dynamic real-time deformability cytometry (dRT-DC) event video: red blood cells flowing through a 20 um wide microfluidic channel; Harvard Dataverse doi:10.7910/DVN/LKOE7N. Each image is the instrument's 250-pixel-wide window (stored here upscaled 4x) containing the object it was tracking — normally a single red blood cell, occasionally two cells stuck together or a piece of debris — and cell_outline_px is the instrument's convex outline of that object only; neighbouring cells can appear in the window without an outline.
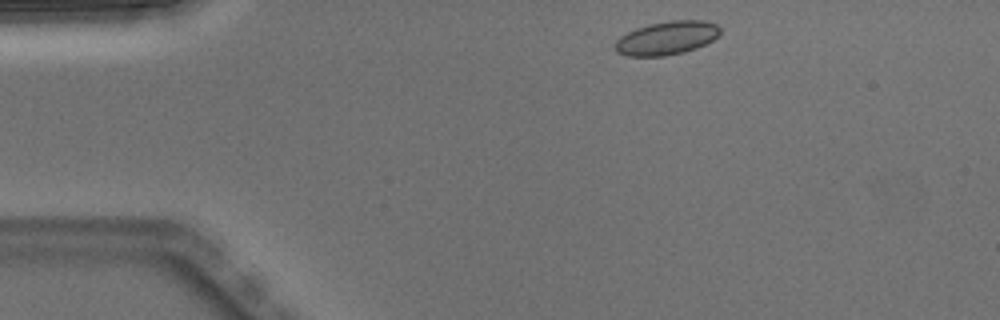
{"species": "Egyptian fruit bat (a non-hibernating species)", "species_latin": "Rousettus aegyptiacus", "temperature_condition": "warm", "stored_images_in_passage": 4, "camera_frame_rate_fps": 3000, "um_per_image_px": 0.085, "animal": {"sex": "male"}, "frame": {"image": 1, "passage_image": 1, "time_ms": 0.0, "image_size_px": [1000, 320], "cell_outline_px": [[720, 36], [696, 48], [684, 52], [664, 56], [628, 56], [616, 52], [616, 40], [620, 36], [636, 28], [648, 24], [672, 20], [704, 20], [716, 24], [720, 28]], "centroid_in_image_um": [56.68, 3.23], "position_along_channel_um": 28.3, "area_um2": 20.52}}
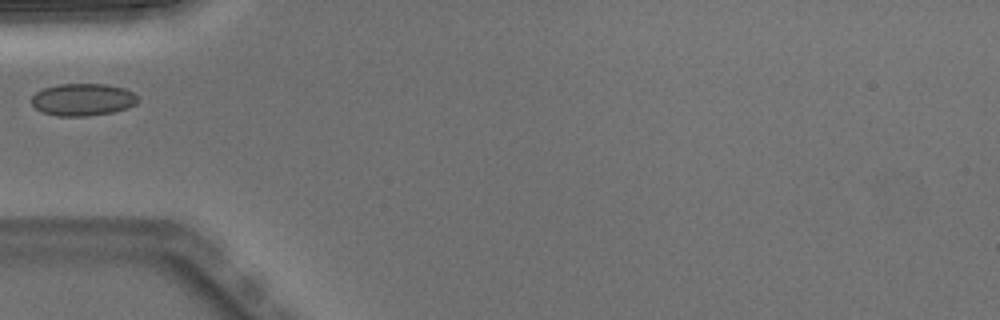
{"frame": {"image": 2, "passage_image": 3, "time_ms": 0.667, "image_size_px": [1000, 320], "cell_outline_px": [[140, 100], [136, 104], [128, 108], [112, 112], [88, 116], [56, 116], [44, 112], [36, 108], [32, 104], [32, 96], [36, 92], [44, 88], [60, 84], [104, 84], [124, 88], [132, 92]], "centroid_in_image_um": [7.06, 8.47], "position_along_channel_um": 77.9, "area_um2": 19.94}}